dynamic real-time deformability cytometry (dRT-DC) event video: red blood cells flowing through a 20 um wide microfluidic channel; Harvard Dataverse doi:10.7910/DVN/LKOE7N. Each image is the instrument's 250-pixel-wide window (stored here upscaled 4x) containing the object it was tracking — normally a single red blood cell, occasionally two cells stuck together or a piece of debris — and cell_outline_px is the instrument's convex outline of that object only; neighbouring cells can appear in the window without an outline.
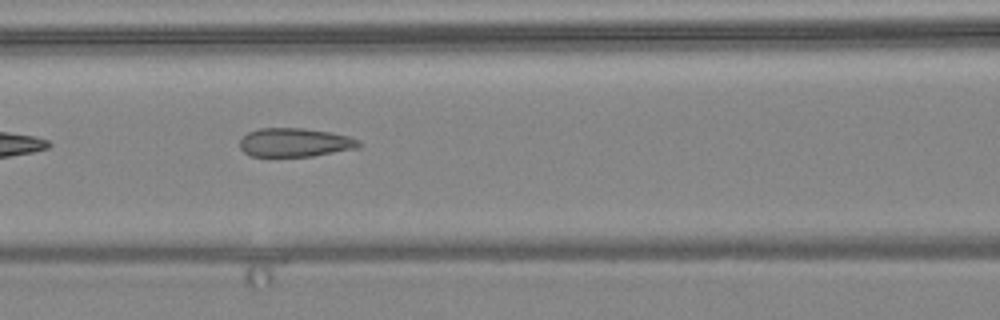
{"species": "common noctule bat (a hibernating species)", "species_latin": "Nyctalus noctula", "temperature_condition": "warm", "stored_images_in_passage": 7, "camera_frame_rate_fps": 3000, "um_per_image_px": 0.085, "animal": {"sex": "female", "body_mass_g": 24.6, "forearm_length_mm": 56.2}, "frame": {"image": 1, "passage_image": 5, "time_ms": 5.0, "image_size_px": [1000, 320], "cell_outline_px": [[360, 148], [312, 156], [252, 156], [244, 152], [240, 148], [240, 140], [248, 132], [260, 128], [304, 128], [332, 132], [348, 136], [360, 140]], "centroid_in_image_um": [25.1, 12.1], "position_along_channel_um": 141.5, "area_um2": 20.0}}
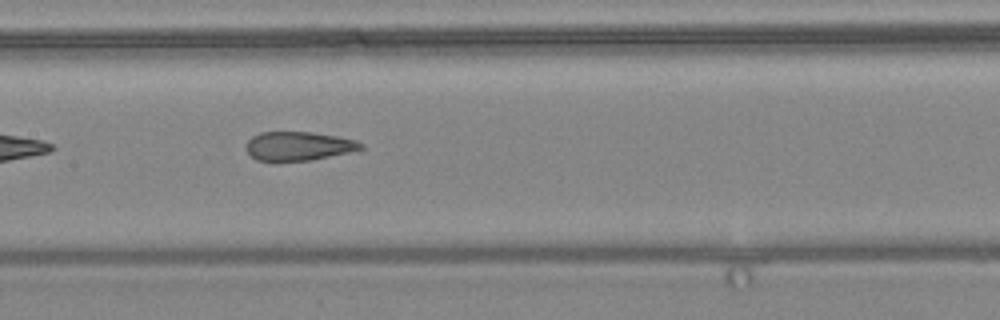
{"frame": {"image": 2, "passage_image": 6, "time_ms": 6.0, "image_size_px": [1000, 320], "cell_outline_px": [[364, 148], [360, 152], [308, 160], [256, 160], [244, 148], [244, 144], [252, 136], [260, 132], [312, 132], [336, 136], [356, 140], [364, 144]], "centroid_in_image_um": [25.44, 12.41], "position_along_channel_um": 182.0, "area_um2": 19.59}}
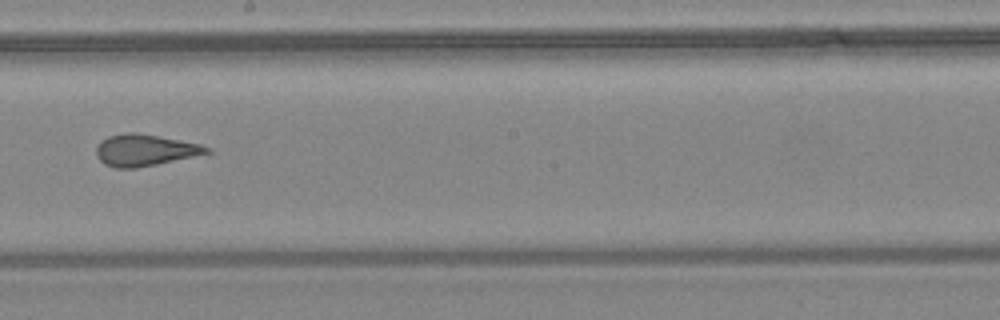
{"frame": {"image": 3, "passage_image": 7, "time_ms": 7.333, "image_size_px": [1000, 320], "cell_outline_px": [[216, 152], [136, 168], [116, 168], [104, 164], [96, 156], [96, 148], [100, 140], [108, 136], [128, 132], [136, 132], [180, 140], [200, 144]], "centroid_in_image_um": [12.31, 12.76], "position_along_channel_um": 235.9, "area_um2": 20.4}}